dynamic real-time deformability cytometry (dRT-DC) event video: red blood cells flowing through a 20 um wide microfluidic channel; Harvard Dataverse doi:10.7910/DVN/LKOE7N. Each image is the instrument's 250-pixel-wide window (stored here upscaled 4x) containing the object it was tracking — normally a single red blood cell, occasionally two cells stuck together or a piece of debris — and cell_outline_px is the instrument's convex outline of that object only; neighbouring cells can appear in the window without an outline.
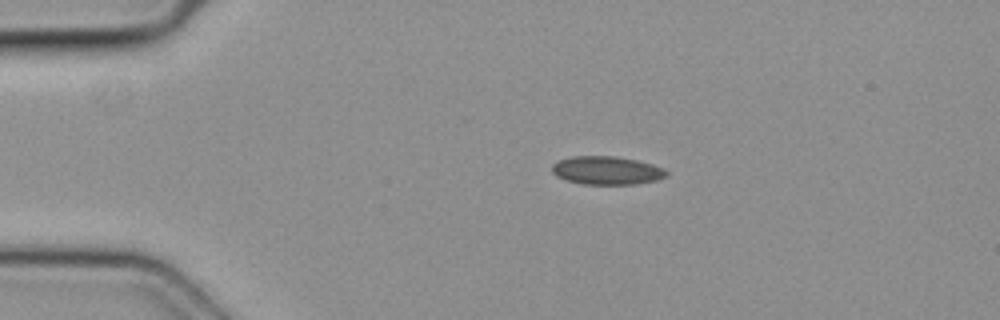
{"species": "common noctule bat (a hibernating species)", "species_latin": "Nyctalus noctula", "temperature_condition": "cold", "stored_images_in_passage": 39, "camera_frame_rate_fps": 3000, "um_per_image_px": 0.085, "animal": {"sex": "female", "body_mass_g": 19.3, "forearm_length_mm": 54.1}, "frame": {"image": 1, "passage_image": 1, "time_ms": 0.0, "image_size_px": [1000, 320], "cell_outline_px": [[668, 176], [656, 180], [636, 184], [584, 184], [568, 180], [556, 176], [552, 172], [552, 164], [560, 160], [572, 156], [616, 156], [636, 160], [652, 164], [664, 168], [668, 172]], "centroid_in_image_um": [51.6, 14.48], "position_along_channel_um": 33.4, "area_um2": 18.84}}
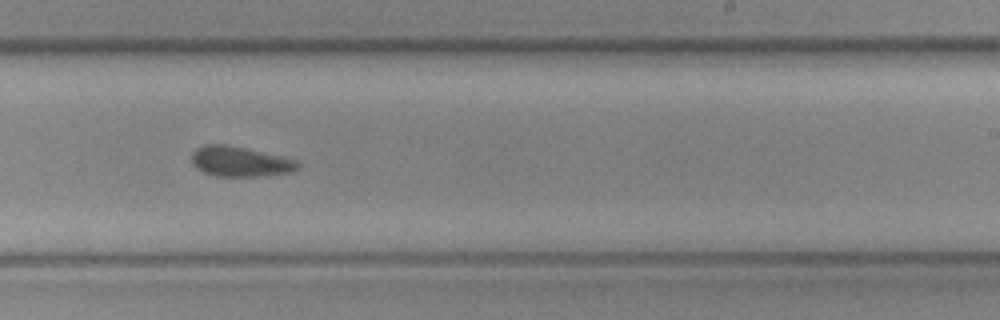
{"frame": {"image": 2, "passage_image": 21, "time_ms": 6.667, "image_size_px": [1000, 320], "cell_outline_px": [[300, 168], [292, 172], [256, 176], [216, 176], [204, 172], [196, 168], [192, 164], [192, 152], [196, 148], [204, 144], [224, 144], [244, 148], [280, 156], [296, 160], [300, 164]], "centroid_in_image_um": [20.38, 13.73], "position_along_channel_um": 268.6, "area_um2": 18.5}}
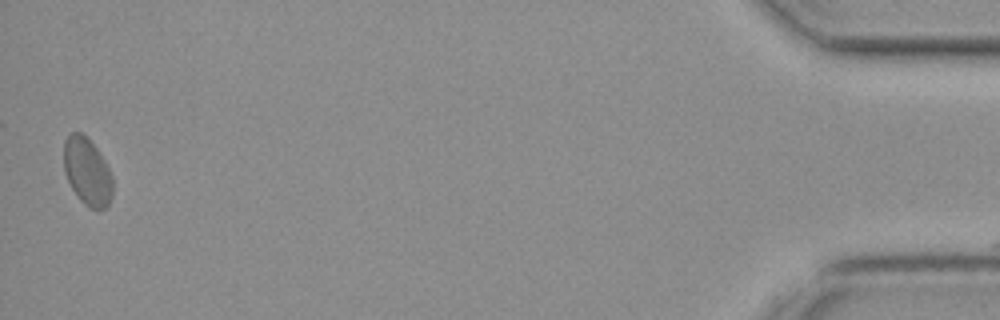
{"frame": {"image": 3, "passage_image": 39, "time_ms": 12.667, "image_size_px": [1000, 320], "cell_outline_px": [[112, 196], [108, 204], [100, 212], [88, 208], [80, 200], [72, 188], [64, 172], [64, 140], [72, 132], [80, 132], [96, 148], [104, 160], [112, 176]], "centroid_in_image_um": [7.41, 14.63], "position_along_channel_um": 427.8, "area_um2": 19.13}}